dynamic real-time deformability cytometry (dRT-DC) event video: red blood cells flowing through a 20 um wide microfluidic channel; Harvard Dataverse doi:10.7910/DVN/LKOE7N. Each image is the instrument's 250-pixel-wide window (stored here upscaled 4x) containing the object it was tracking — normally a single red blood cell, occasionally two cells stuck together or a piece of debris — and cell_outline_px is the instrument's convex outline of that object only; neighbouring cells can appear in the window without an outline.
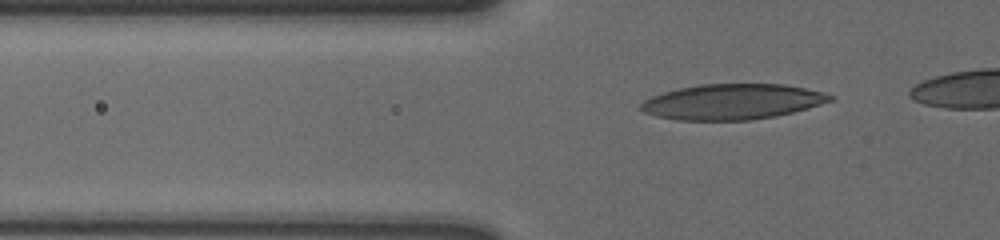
{"species": "human", "species_latin": "Homo sapiens", "temperature_condition": "cold", "stored_images_in_passage": 36, "camera_frame_rate_fps": 3000, "um_per_image_px": 0.085, "donor": {"sex": "male"}, "frame": {"image": 1, "passage_image": 4, "time_ms": 1.0, "image_size_px": [1000, 240], "cell_outline_px": [[832, 100], [808, 108], [776, 116], [748, 120], [680, 120], [660, 116], [644, 112], [640, 108], [640, 104], [644, 100], [652, 96], [664, 92], [680, 88], [700, 84], [784, 84], [824, 92], [832, 96]], "centroid_in_image_um": [62.25, 8.64], "position_along_channel_um": 63.6, "area_um2": 38.73}}
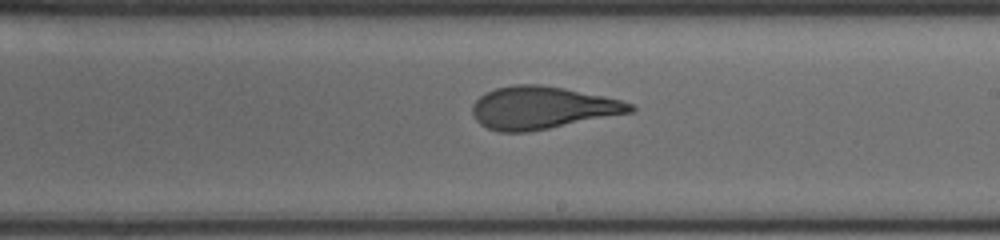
{"frame": {"image": 2, "passage_image": 20, "time_ms": 6.333, "image_size_px": [1000, 240], "cell_outline_px": [[636, 108], [632, 112], [528, 132], [500, 132], [488, 128], [480, 124], [476, 120], [472, 112], [472, 104], [484, 92], [496, 88], [516, 84], [540, 84], [564, 88], [604, 96], [620, 100], [632, 104]], "centroid_in_image_um": [46.05, 9.15], "position_along_channel_um": 242.9, "area_um2": 38.96}}
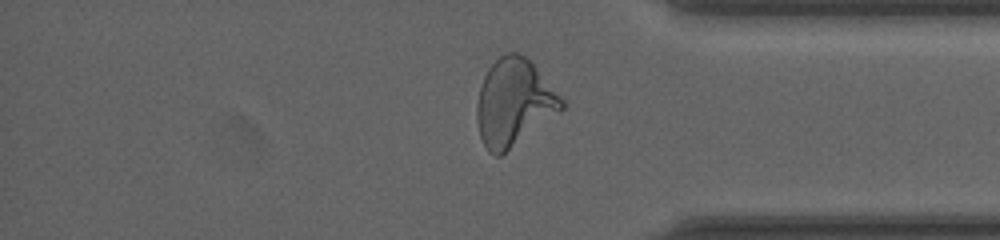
{"frame": {"image": 3, "passage_image": 33, "time_ms": 10.667, "image_size_px": [1000, 240], "cell_outline_px": [[564, 108], [500, 156], [496, 156], [488, 152], [480, 136], [476, 120], [476, 104], [480, 88], [484, 76], [488, 68], [500, 56], [508, 52], [516, 52], [524, 56], [532, 64], [564, 100]], "centroid_in_image_um": [43.64, 8.73], "position_along_channel_um": 391.6, "area_um2": 42.19}}